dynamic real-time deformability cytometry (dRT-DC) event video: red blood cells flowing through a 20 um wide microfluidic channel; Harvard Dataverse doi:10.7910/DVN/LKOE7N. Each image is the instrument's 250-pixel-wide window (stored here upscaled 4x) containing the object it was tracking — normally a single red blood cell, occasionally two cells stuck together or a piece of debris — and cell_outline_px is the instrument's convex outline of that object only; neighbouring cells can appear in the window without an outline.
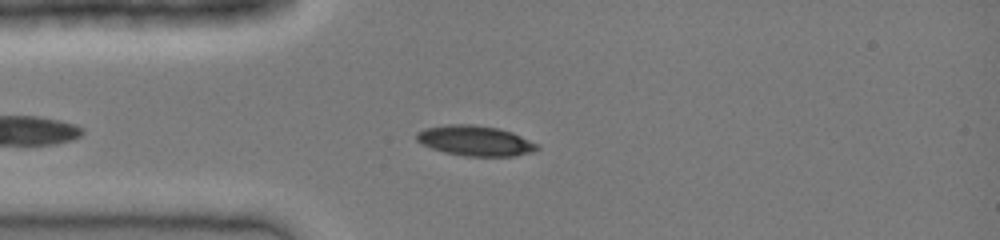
{"species": "common noctule bat (a hibernating species)", "species_latin": "Nyctalus noctula", "temperature_condition": "cold", "stored_images_in_passage": 33, "camera_frame_rate_fps": 3000, "um_per_image_px": 0.085, "animal": {"sex": "female", "body_mass_g": 19.0, "forearm_length_mm": 51.5}, "frame": {"image": 1, "passage_image": 8, "time_ms": 2.333, "image_size_px": [1000, 240], "cell_outline_px": [[540, 148], [532, 152], [516, 156], [464, 156], [444, 152], [432, 148], [416, 140], [416, 132], [424, 128], [448, 124], [472, 124], [500, 128], [512, 132], [540, 144]], "centroid_in_image_um": [40.42, 11.96], "position_along_channel_um": 44.6, "area_um2": 21.44}}
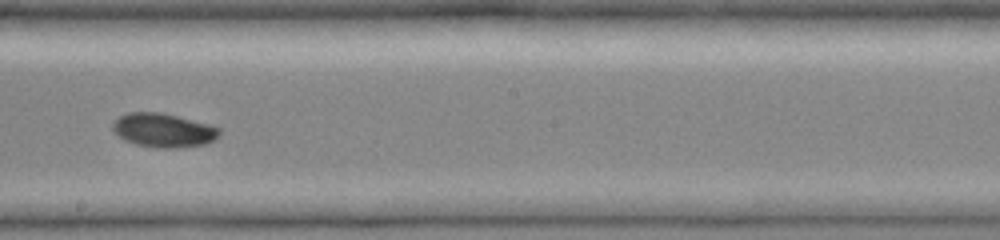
{"frame": {"image": 2, "passage_image": 21, "time_ms": 6.667, "image_size_px": [1000, 240], "cell_outline_px": [[220, 136], [204, 144], [172, 148], [160, 148], [136, 144], [124, 140], [112, 128], [112, 124], [120, 116], [128, 112], [160, 112], [208, 124], [220, 128]], "centroid_in_image_um": [13.89, 11.07], "position_along_channel_um": 234.3, "area_um2": 20.75}}
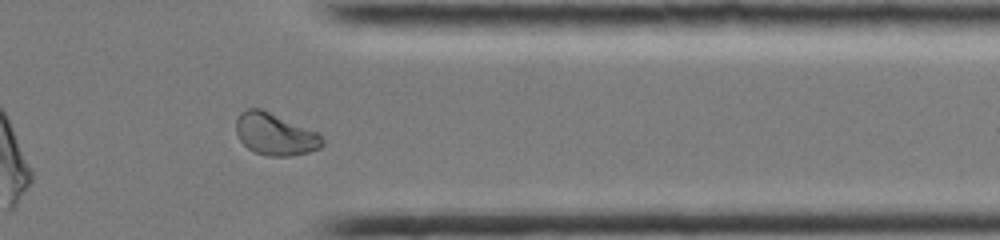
{"frame": {"image": 3, "passage_image": 31, "time_ms": 10.0, "image_size_px": [1000, 240], "cell_outline_px": [[324, 144], [320, 148], [308, 152], [292, 156], [268, 156], [256, 152], [248, 148], [240, 140], [236, 132], [236, 120], [240, 112], [248, 108], [260, 108], [320, 132], [324, 140]], "centroid_in_image_um": [23.42, 11.4], "position_along_channel_um": 388.0, "area_um2": 21.33}}